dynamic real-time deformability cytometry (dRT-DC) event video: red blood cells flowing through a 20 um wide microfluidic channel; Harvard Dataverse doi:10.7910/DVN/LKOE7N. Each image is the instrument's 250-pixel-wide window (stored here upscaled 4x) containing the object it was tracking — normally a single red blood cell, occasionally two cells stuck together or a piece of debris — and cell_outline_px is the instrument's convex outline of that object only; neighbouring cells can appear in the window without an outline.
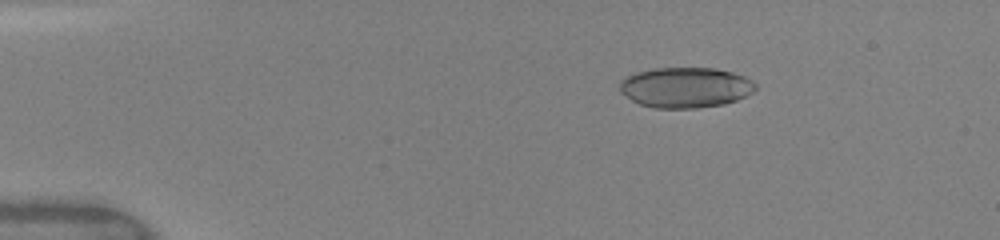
{"species": "human", "species_latin": "Homo sapiens", "temperature_condition": "warm", "stored_images_in_passage": 80, "camera_frame_rate_fps": 3000, "um_per_image_px": 0.085, "donor": {"sex": "female"}, "frame": {"image": 1, "passage_image": 2, "time_ms": 0.333, "image_size_px": [1000, 240], "cell_outline_px": [[756, 88], [752, 92], [736, 100], [724, 104], [696, 108], [656, 108], [640, 104], [632, 100], [620, 92], [620, 80], [624, 76], [636, 72], [652, 68], [716, 68], [732, 72], [744, 76], [752, 80], [756, 84]], "centroid_in_image_um": [58.24, 7.42], "position_along_channel_um": 26.8, "area_um2": 32.08}}
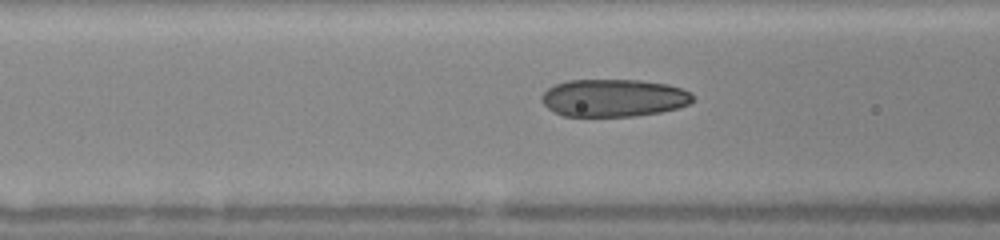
{"frame": {"image": 2, "passage_image": 38, "time_ms": 4.333, "image_size_px": [1000, 240], "cell_outline_px": [[692, 100], [688, 104], [676, 108], [660, 112], [636, 116], [564, 116], [548, 108], [540, 100], [540, 96], [548, 88], [556, 84], [568, 80], [640, 80], [668, 84], [692, 92]], "centroid_in_image_um": [52.14, 8.32], "position_along_channel_um": 114.5, "area_um2": 33.06}}
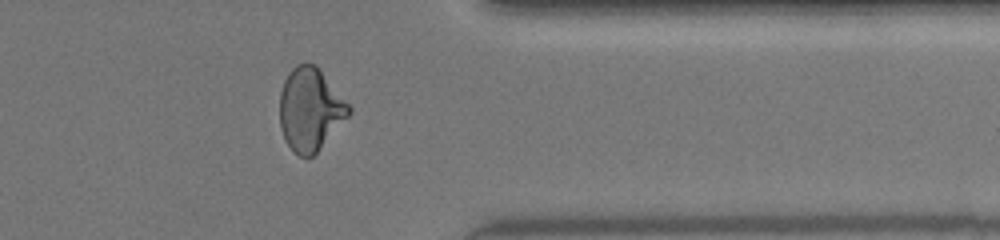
{"frame": {"image": 3, "passage_image": 74, "time_ms": 11.0, "image_size_px": [1000, 240], "cell_outline_px": [[352, 112], [316, 152], [312, 156], [300, 156], [284, 140], [280, 128], [280, 92], [284, 80], [288, 72], [296, 64], [316, 64], [320, 68], [352, 108]], "centroid_in_image_um": [26.36, 9.26], "position_along_channel_um": 385.0, "area_um2": 33.18}, "authors_computed_cell_mechanics": {"area_um2": 32.8882, "velocity_mm_per_s": 4.1626, "shape_relaxation_time_tau1_ms": 6.0803, "shape_relaxation_time_tau2_ms": 0.9226, "deformation_change_tau1": 0.2054, "deformation_change_tau2": 0.0616}}